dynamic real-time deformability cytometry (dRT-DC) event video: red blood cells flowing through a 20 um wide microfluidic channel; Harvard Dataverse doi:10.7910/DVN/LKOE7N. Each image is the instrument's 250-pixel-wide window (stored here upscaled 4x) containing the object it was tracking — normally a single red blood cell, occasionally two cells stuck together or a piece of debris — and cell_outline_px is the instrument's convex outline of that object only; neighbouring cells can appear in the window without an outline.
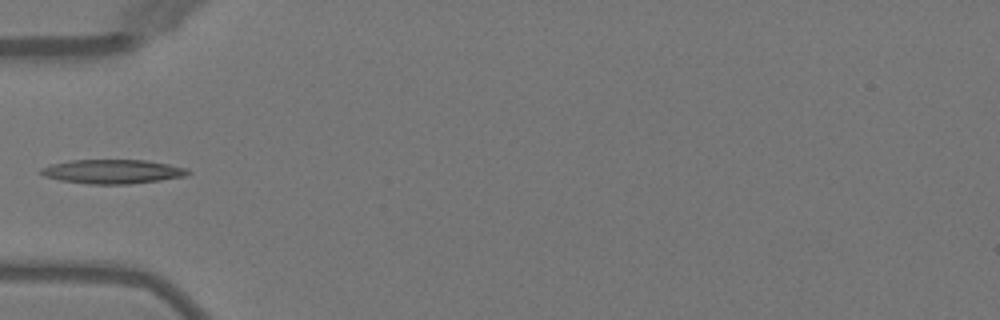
{"species": "Egyptian fruit bat (a non-hibernating species)", "species_latin": "Rousettus aegyptiacus", "temperature_condition": "warm", "stored_images_in_passage": 4, "camera_frame_rate_fps": 3000, "um_per_image_px": 0.085, "animal": {"sex": "female"}, "frame": {"image": 1, "passage_image": 3, "time_ms": 2.333, "image_size_px": [1000, 320], "cell_outline_px": [[192, 172], [184, 176], [160, 180], [128, 184], [88, 184], [60, 180], [44, 176], [40, 172], [40, 168], [52, 164], [72, 160], [144, 160], [168, 164], [188, 168]], "centroid_in_image_um": [9.57, 14.58], "position_along_channel_um": 75.4, "area_um2": 20.58}}
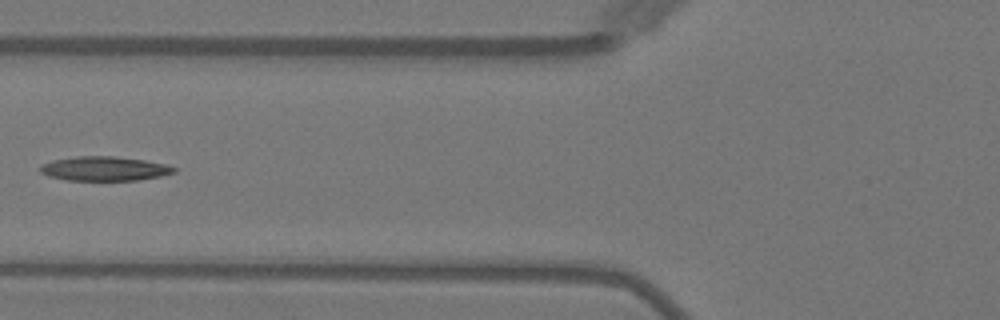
{"frame": {"image": 2, "passage_image": 4, "time_ms": 3.333, "image_size_px": [1000, 320], "cell_outline_px": [[176, 172], [160, 176], [136, 180], [64, 180], [48, 176], [40, 172], [40, 164], [52, 160], [76, 156], [116, 156], [144, 160], [168, 164], [176, 168]], "centroid_in_image_um": [8.86, 14.33], "position_along_channel_um": 116.9, "area_um2": 19.07}}